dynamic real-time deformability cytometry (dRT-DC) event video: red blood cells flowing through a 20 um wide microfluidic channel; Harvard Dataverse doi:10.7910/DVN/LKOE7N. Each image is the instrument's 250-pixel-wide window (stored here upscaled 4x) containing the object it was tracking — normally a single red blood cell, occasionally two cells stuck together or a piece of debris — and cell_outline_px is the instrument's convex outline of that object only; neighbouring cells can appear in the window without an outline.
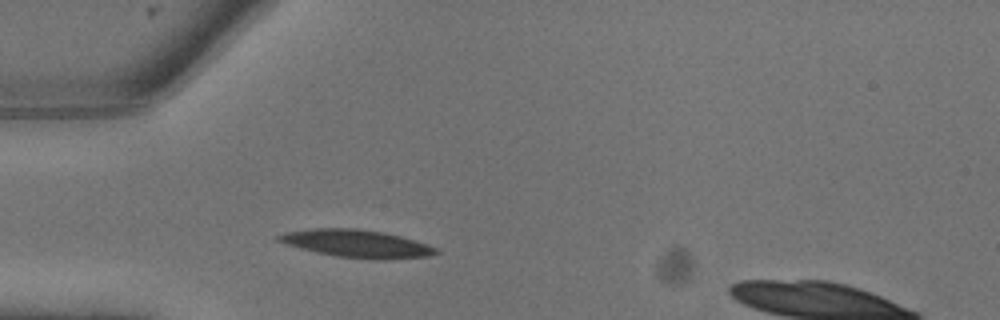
{"species": "common noctule bat (a hibernating species)", "species_latin": "Nyctalus noctula", "temperature_condition": "warm", "stored_images_in_passage": 10, "camera_frame_rate_fps": 3000, "um_per_image_px": 0.085, "animal": {"sex": "male", "body_mass_g": 13.3}, "frame": {"image": 1, "passage_image": 4, "time_ms": 1.0, "image_size_px": [1000, 320], "cell_outline_px": [[440, 252], [428, 256], [384, 260], [380, 260], [336, 256], [316, 252], [300, 248], [276, 240], [276, 236], [288, 232], [312, 228], [356, 228], [384, 232], [400, 236], [428, 244], [436, 248]], "centroid_in_image_um": [30.35, 20.71], "position_along_channel_um": 54.6, "area_um2": 25.26}}
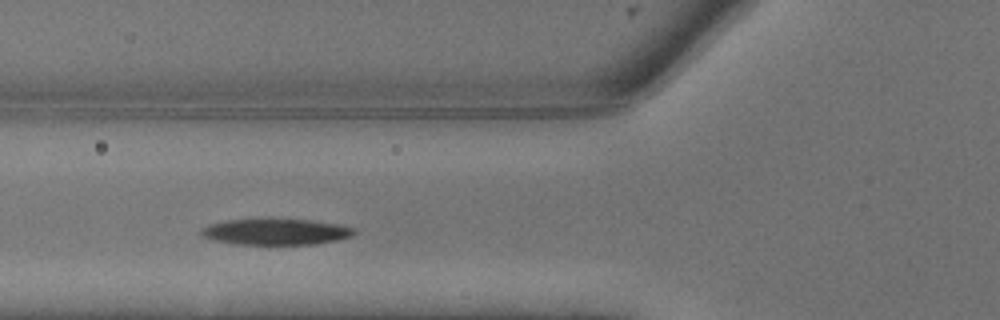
{"frame": {"image": 2, "passage_image": 6, "time_ms": 1.667, "image_size_px": [1000, 320], "cell_outline_px": [[356, 232], [352, 236], [336, 240], [312, 244], [236, 244], [216, 240], [200, 236], [200, 228], [208, 224], [228, 220], [308, 220], [336, 224], [356, 228]], "centroid_in_image_um": [23.42, 19.71], "position_along_channel_um": 102.4, "area_um2": 22.83}}
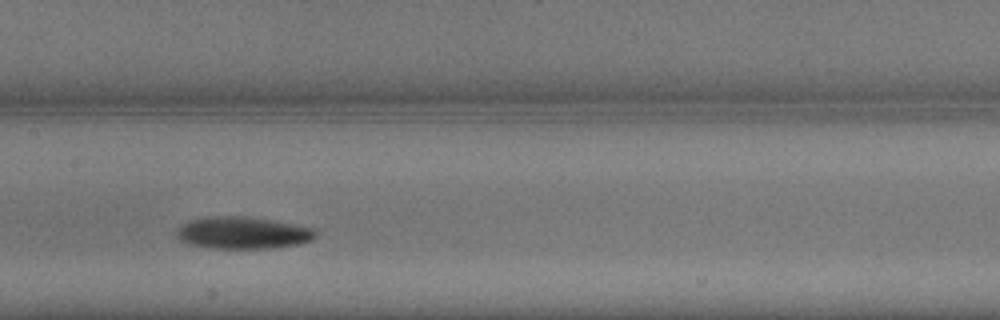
{"frame": {"image": 3, "passage_image": 9, "time_ms": 2.667, "image_size_px": [1000, 320], "cell_outline_px": [[316, 236], [308, 240], [296, 244], [272, 248], [212, 248], [188, 244], [180, 240], [176, 236], [176, 232], [184, 224], [192, 220], [220, 216], [244, 216], [292, 224], [312, 228], [316, 232]], "centroid_in_image_um": [20.61, 19.8], "position_along_channel_um": 186.8, "area_um2": 25.26}}